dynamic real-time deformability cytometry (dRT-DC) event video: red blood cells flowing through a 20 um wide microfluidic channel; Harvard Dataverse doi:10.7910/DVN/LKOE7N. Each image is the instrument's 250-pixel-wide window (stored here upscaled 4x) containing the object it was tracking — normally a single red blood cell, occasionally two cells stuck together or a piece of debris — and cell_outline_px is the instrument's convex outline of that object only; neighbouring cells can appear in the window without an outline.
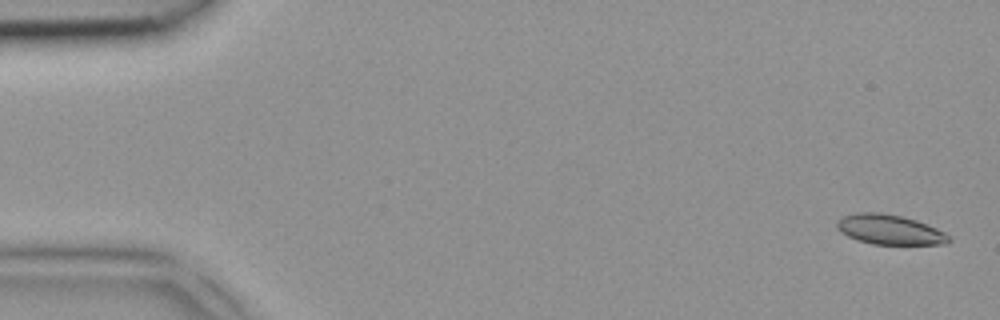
{"species": "common noctule bat (a hibernating species)", "species_latin": "Nyctalus noctula", "temperature_condition": "room temperature", "stored_images_in_passage": 5, "camera_frame_rate_fps": 3000, "um_per_image_px": 0.085, "animal": {"sex": "female", "body_mass_g": 18.4}, "frame": {"image": 1, "passage_image": 1, "time_ms": 0.0, "image_size_px": [1000, 320], "cell_outline_px": [[952, 240], [948, 244], [872, 244], [856, 240], [840, 232], [836, 228], [836, 224], [844, 216], [856, 212], [880, 212], [900, 216], [916, 220], [936, 228], [944, 232]], "centroid_in_image_um": [75.61, 19.52], "position_along_channel_um": 9.4, "area_um2": 19.42}}
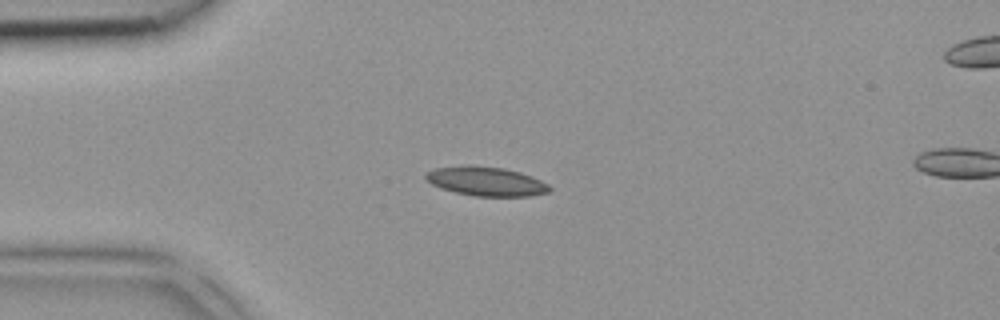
{"frame": {"image": 2, "passage_image": 4, "time_ms": 1.0, "image_size_px": [1000, 320], "cell_outline_px": [[552, 188], [548, 192], [532, 196], [476, 196], [456, 192], [440, 188], [432, 184], [424, 176], [428, 172], [436, 168], [468, 164], [504, 168], [520, 172], [532, 176], [548, 184]], "centroid_in_image_um": [41.34, 15.4], "position_along_channel_um": 43.7, "area_um2": 21.04}}